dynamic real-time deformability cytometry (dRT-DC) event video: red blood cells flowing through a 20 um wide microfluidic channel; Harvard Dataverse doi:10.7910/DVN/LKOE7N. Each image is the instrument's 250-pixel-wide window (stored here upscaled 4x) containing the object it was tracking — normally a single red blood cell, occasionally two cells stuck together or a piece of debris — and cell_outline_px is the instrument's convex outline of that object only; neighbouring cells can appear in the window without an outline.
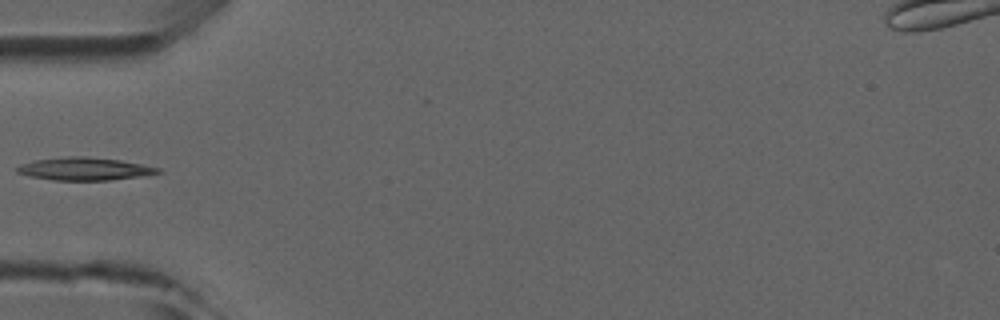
{"species": "common noctule bat (a hibernating species)", "species_latin": "Nyctalus noctula", "temperature_condition": "room temperature", "stored_images_in_passage": 1, "camera_frame_rate_fps": 3000, "um_per_image_px": 0.085, "animal": {"sex": "male", "forearm_length_mm": 52.5}, "frame": {"image": 1, "passage_image": 1, "time_ms": 0.0, "image_size_px": [1000, 320], "cell_outline_px": [[164, 172], [140, 176], [108, 180], [52, 180], [28, 176], [16, 172], [16, 168], [20, 164], [36, 160], [64, 156], [84, 156], [120, 160], [160, 168]], "centroid_in_image_um": [7.15, 14.35], "position_along_channel_um": 77.8, "area_um2": 18.67}}